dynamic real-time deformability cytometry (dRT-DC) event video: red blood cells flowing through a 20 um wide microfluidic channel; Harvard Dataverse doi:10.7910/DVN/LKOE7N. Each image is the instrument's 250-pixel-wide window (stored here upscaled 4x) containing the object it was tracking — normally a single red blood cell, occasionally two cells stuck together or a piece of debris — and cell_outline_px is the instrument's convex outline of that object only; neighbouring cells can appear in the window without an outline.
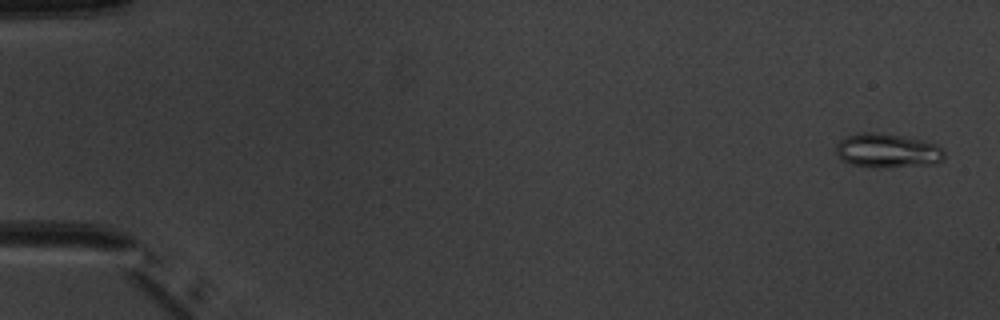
{"species": "common noctule bat (a hibernating species)", "species_latin": "Nyctalus noctula", "temperature_condition": "warm", "stored_images_in_passage": 4, "camera_frame_rate_fps": 3000, "um_per_image_px": 0.085, "animal": {"sex": "male", "body_mass_g": 20.1, "forearm_length_mm": 53.5}, "frame": {"image": 1, "passage_image": 1, "time_ms": 0.0, "image_size_px": [1000, 320], "cell_outline_px": [[944, 160], [936, 164], [876, 168], [852, 164], [844, 160], [836, 152], [836, 144], [840, 140], [856, 132], [872, 132], [900, 136], [920, 140], [936, 144], [944, 148]], "centroid_in_image_um": [75.46, 12.81], "position_along_channel_um": 9.5, "area_um2": 21.5}}